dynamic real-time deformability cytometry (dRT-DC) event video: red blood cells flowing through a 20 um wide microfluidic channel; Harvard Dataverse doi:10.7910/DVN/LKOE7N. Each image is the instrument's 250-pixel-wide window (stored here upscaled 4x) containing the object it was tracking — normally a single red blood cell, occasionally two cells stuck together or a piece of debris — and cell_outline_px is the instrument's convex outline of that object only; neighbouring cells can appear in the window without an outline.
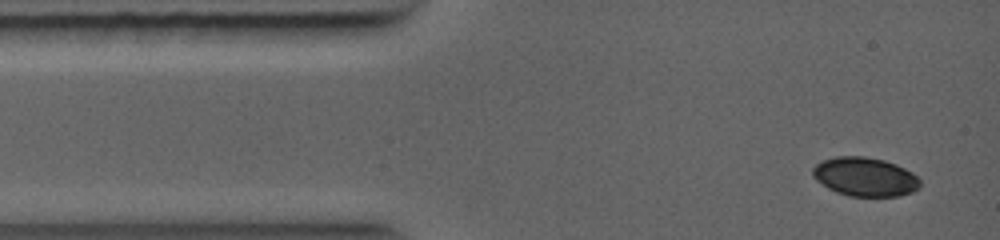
{"species": "common noctule bat (a hibernating species)", "species_latin": "Nyctalus noctula", "temperature_condition": "warm", "stored_images_in_passage": 3, "camera_frame_rate_fps": 5000, "um_per_image_px": 0.085, "animal": {"sex": "female", "body_mass_g": 19.0, "forearm_length_mm": 56.7}, "frame": {"image": 1, "passage_image": 1, "time_ms": 0.0, "image_size_px": [1000, 240], "cell_outline_px": [[920, 188], [912, 192], [900, 196], [848, 196], [836, 192], [828, 188], [816, 180], [812, 176], [812, 168], [816, 164], [824, 160], [836, 156], [864, 156], [884, 160], [896, 164], [912, 172], [920, 180]], "centroid_in_image_um": [73.52, 15.03], "position_along_channel_um": 11.5, "area_um2": 24.45}}
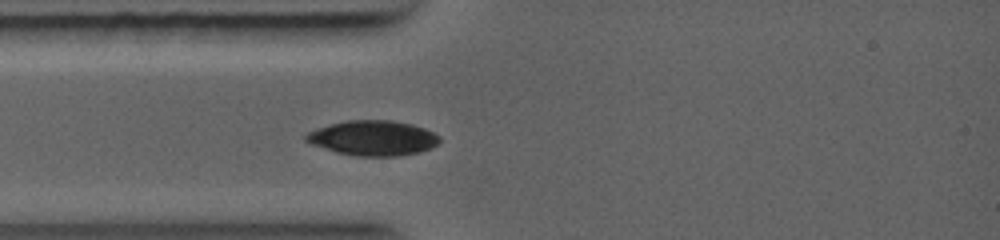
{"frame": {"image": 2, "passage_image": 3, "time_ms": 2.0, "image_size_px": [1000, 240], "cell_outline_px": [[440, 140], [436, 144], [420, 152], [400, 156], [356, 156], [336, 152], [312, 144], [304, 140], [304, 136], [308, 132], [316, 128], [328, 124], [348, 120], [392, 120], [412, 124], [424, 128], [440, 136]], "centroid_in_image_um": [31.68, 11.73], "position_along_channel_um": 53.3, "area_um2": 27.28}}